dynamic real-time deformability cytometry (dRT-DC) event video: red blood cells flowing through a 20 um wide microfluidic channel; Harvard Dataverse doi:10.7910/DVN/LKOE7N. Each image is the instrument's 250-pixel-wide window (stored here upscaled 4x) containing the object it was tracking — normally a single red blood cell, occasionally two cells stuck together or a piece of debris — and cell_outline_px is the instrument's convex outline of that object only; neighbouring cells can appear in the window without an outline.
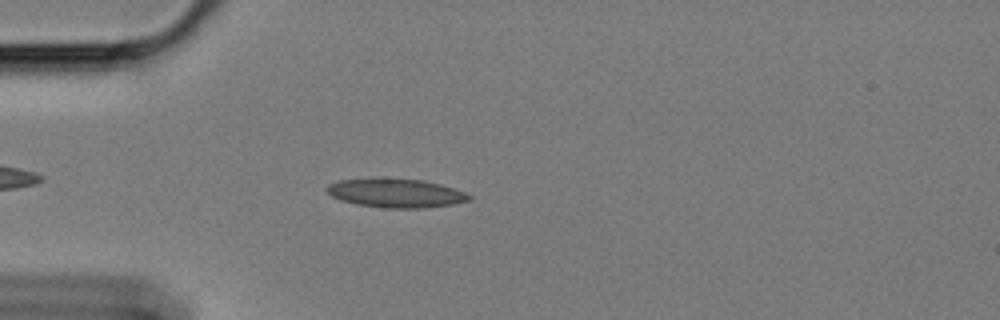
{"species": "Egyptian fruit bat (a non-hibernating species)", "species_latin": "Rousettus aegyptiacus", "temperature_condition": "cold", "stored_images_in_passage": 49, "camera_frame_rate_fps": 3000, "um_per_image_px": 0.085, "animal": {"sex": "female"}, "frame": {"image": 1, "passage_image": 7, "time_ms": 2.0, "image_size_px": [1000, 320], "cell_outline_px": [[472, 200], [452, 204], [424, 208], [384, 208], [356, 204], [340, 200], [332, 196], [324, 188], [328, 184], [340, 180], [420, 180], [440, 184], [464, 192], [472, 196]], "centroid_in_image_um": [33.66, 16.45], "position_along_channel_um": 51.3, "area_um2": 23.24}}
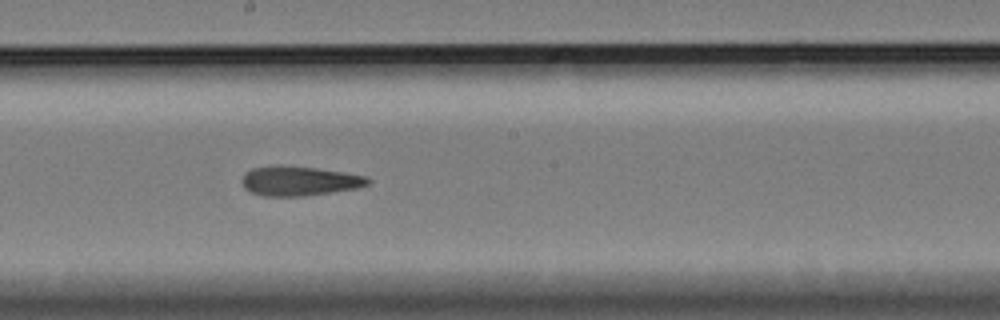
{"frame": {"image": 2, "passage_image": 23, "time_ms": 7.333, "image_size_px": [1000, 320], "cell_outline_px": [[372, 184], [356, 188], [304, 196], [264, 196], [252, 192], [244, 188], [240, 180], [244, 172], [252, 168], [276, 164], [316, 168], [368, 176], [372, 180]], "centroid_in_image_um": [25.42, 15.37], "position_along_channel_um": 222.8, "area_um2": 21.96}}
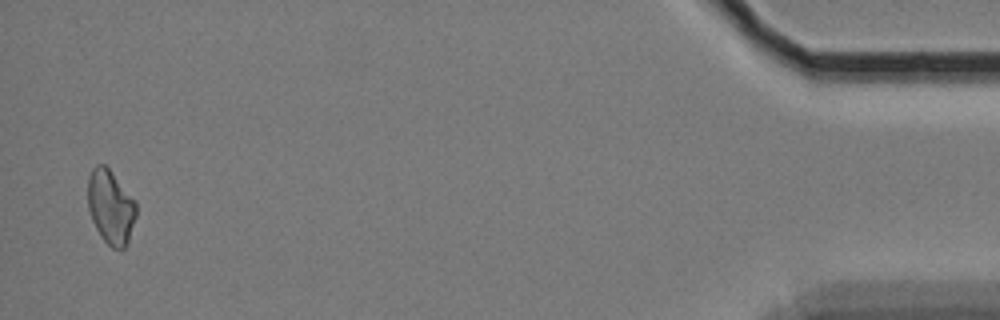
{"frame": {"image": 3, "passage_image": 48, "time_ms": 15.667, "image_size_px": [1000, 320], "cell_outline_px": [[136, 216], [128, 244], [120, 252], [112, 248], [100, 236], [92, 220], [88, 208], [88, 176], [92, 168], [96, 164], [104, 164], [112, 172], [136, 200]], "centroid_in_image_um": [9.42, 17.61], "position_along_channel_um": 425.8, "area_um2": 21.21}, "authors_computed_cell_mechanics": {"area_um2": 21.9062, "velocity_mm_per_s": 3.4042, "shape_relaxation_time_tau1_ms": null, "shape_relaxation_time_tau2_ms": 3.7485, "deformation_change_tau1": null, "deformation_change_tau2": 0.1288}}